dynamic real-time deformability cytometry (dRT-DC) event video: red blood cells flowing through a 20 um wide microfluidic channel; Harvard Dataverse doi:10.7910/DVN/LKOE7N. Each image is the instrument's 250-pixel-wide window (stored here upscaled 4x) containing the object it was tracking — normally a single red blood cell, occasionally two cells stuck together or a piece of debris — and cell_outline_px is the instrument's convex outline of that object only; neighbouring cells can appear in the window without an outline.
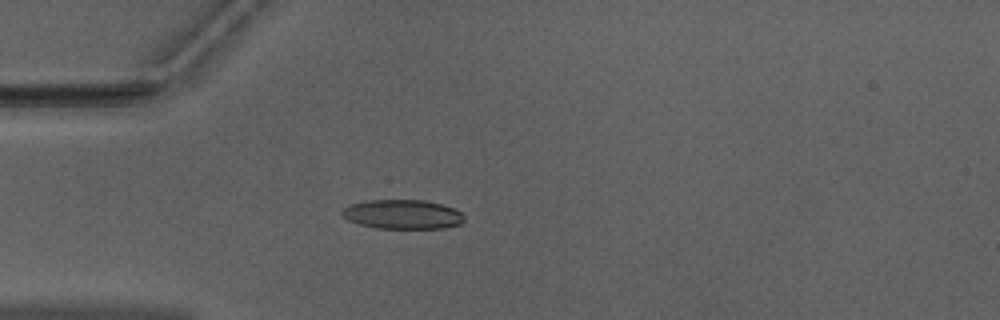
{"species": "Egyptian fruit bat (a non-hibernating species)", "species_latin": "Rousettus aegyptiacus", "temperature_condition": "warm", "stored_images_in_passage": 46, "camera_frame_rate_fps": 3000, "um_per_image_px": 0.085, "animal": {"sex": "male"}, "frame": {"image": 1, "passage_image": 14, "time_ms": 4.333, "image_size_px": [1000, 320], "cell_outline_px": [[464, 220], [460, 224], [444, 228], [376, 228], [360, 224], [348, 220], [340, 216], [340, 212], [348, 204], [368, 200], [424, 200], [444, 204], [456, 208], [464, 216]], "centroid_in_image_um": [34.21, 18.21], "position_along_channel_um": 50.8, "area_um2": 21.1}}
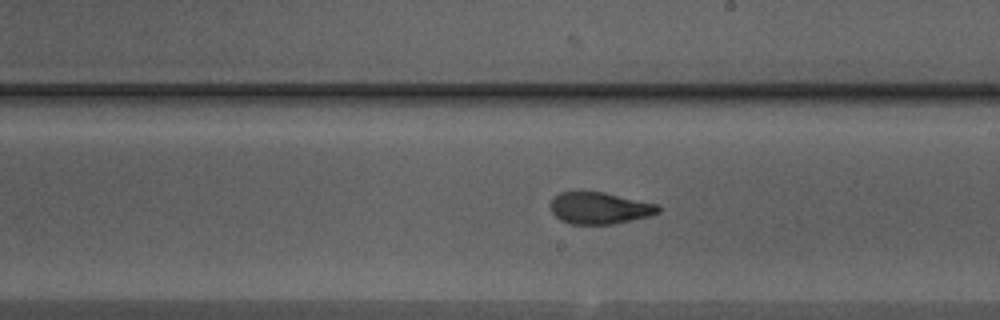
{"frame": {"image": 2, "passage_image": 29, "time_ms": 9.333, "image_size_px": [1000, 320], "cell_outline_px": [[660, 212], [648, 216], [612, 224], [572, 224], [560, 220], [552, 212], [552, 200], [560, 192], [604, 192], [656, 204], [660, 208]], "centroid_in_image_um": [50.96, 17.69], "position_along_channel_um": 238.0, "area_um2": 19.54}}
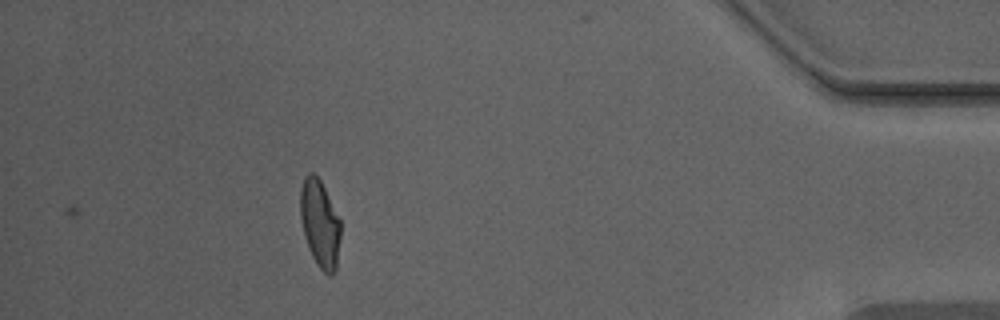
{"frame": {"image": 3, "passage_image": 46, "time_ms": 15.0, "image_size_px": [1000, 320], "cell_outline_px": [[340, 236], [336, 268], [332, 276], [328, 276], [316, 264], [308, 248], [304, 236], [300, 220], [300, 188], [304, 176], [308, 172], [312, 172], [320, 180], [340, 220]], "centroid_in_image_um": [27.16, 19.02], "position_along_channel_um": 408.0, "area_um2": 20.58}, "authors_computed_cell_mechanics": {"area_um2": 20.4612, "velocity_mm_per_s": 3.9692, "shape_relaxation_time_tau1_ms": 7.2408, "shape_relaxation_time_tau2_ms": 1.051, "deformation_change_tau1": 0.2385, "deformation_change_tau2": 0.0755}}